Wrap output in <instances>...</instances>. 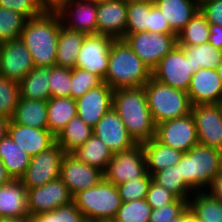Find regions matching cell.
Returning <instances> with one entry per match:
<instances>
[{
	"label": "cell",
	"instance_id": "cell-51",
	"mask_svg": "<svg viewBox=\"0 0 222 222\" xmlns=\"http://www.w3.org/2000/svg\"><path fill=\"white\" fill-rule=\"evenodd\" d=\"M208 191L222 202V171L216 176Z\"/></svg>",
	"mask_w": 222,
	"mask_h": 222
},
{
	"label": "cell",
	"instance_id": "cell-54",
	"mask_svg": "<svg viewBox=\"0 0 222 222\" xmlns=\"http://www.w3.org/2000/svg\"><path fill=\"white\" fill-rule=\"evenodd\" d=\"M13 179L8 174L3 162L0 159V186L11 182Z\"/></svg>",
	"mask_w": 222,
	"mask_h": 222
},
{
	"label": "cell",
	"instance_id": "cell-2",
	"mask_svg": "<svg viewBox=\"0 0 222 222\" xmlns=\"http://www.w3.org/2000/svg\"><path fill=\"white\" fill-rule=\"evenodd\" d=\"M112 108L136 143L155 137L156 125L148 107L144 86L114 90Z\"/></svg>",
	"mask_w": 222,
	"mask_h": 222
},
{
	"label": "cell",
	"instance_id": "cell-6",
	"mask_svg": "<svg viewBox=\"0 0 222 222\" xmlns=\"http://www.w3.org/2000/svg\"><path fill=\"white\" fill-rule=\"evenodd\" d=\"M73 202L85 219L96 222H112L122 204L117 186L105 178L75 194Z\"/></svg>",
	"mask_w": 222,
	"mask_h": 222
},
{
	"label": "cell",
	"instance_id": "cell-28",
	"mask_svg": "<svg viewBox=\"0 0 222 222\" xmlns=\"http://www.w3.org/2000/svg\"><path fill=\"white\" fill-rule=\"evenodd\" d=\"M11 120L16 124L48 129L47 101L20 97Z\"/></svg>",
	"mask_w": 222,
	"mask_h": 222
},
{
	"label": "cell",
	"instance_id": "cell-29",
	"mask_svg": "<svg viewBox=\"0 0 222 222\" xmlns=\"http://www.w3.org/2000/svg\"><path fill=\"white\" fill-rule=\"evenodd\" d=\"M78 161L105 172L113 157L111 150L94 134L82 145L70 153Z\"/></svg>",
	"mask_w": 222,
	"mask_h": 222
},
{
	"label": "cell",
	"instance_id": "cell-13",
	"mask_svg": "<svg viewBox=\"0 0 222 222\" xmlns=\"http://www.w3.org/2000/svg\"><path fill=\"white\" fill-rule=\"evenodd\" d=\"M34 67L32 55L20 38L0 43V76L20 83Z\"/></svg>",
	"mask_w": 222,
	"mask_h": 222
},
{
	"label": "cell",
	"instance_id": "cell-53",
	"mask_svg": "<svg viewBox=\"0 0 222 222\" xmlns=\"http://www.w3.org/2000/svg\"><path fill=\"white\" fill-rule=\"evenodd\" d=\"M181 222H200L196 214L192 209L187 206L185 210L181 213Z\"/></svg>",
	"mask_w": 222,
	"mask_h": 222
},
{
	"label": "cell",
	"instance_id": "cell-8",
	"mask_svg": "<svg viewBox=\"0 0 222 222\" xmlns=\"http://www.w3.org/2000/svg\"><path fill=\"white\" fill-rule=\"evenodd\" d=\"M193 76L190 54L176 45L152 70V77L170 87L187 92Z\"/></svg>",
	"mask_w": 222,
	"mask_h": 222
},
{
	"label": "cell",
	"instance_id": "cell-4",
	"mask_svg": "<svg viewBox=\"0 0 222 222\" xmlns=\"http://www.w3.org/2000/svg\"><path fill=\"white\" fill-rule=\"evenodd\" d=\"M180 176L194 191H208L222 171V151L196 145L184 153L178 162Z\"/></svg>",
	"mask_w": 222,
	"mask_h": 222
},
{
	"label": "cell",
	"instance_id": "cell-40",
	"mask_svg": "<svg viewBox=\"0 0 222 222\" xmlns=\"http://www.w3.org/2000/svg\"><path fill=\"white\" fill-rule=\"evenodd\" d=\"M19 99V83L0 76V116L11 120Z\"/></svg>",
	"mask_w": 222,
	"mask_h": 222
},
{
	"label": "cell",
	"instance_id": "cell-50",
	"mask_svg": "<svg viewBox=\"0 0 222 222\" xmlns=\"http://www.w3.org/2000/svg\"><path fill=\"white\" fill-rule=\"evenodd\" d=\"M208 43L215 48L222 50V26L210 24Z\"/></svg>",
	"mask_w": 222,
	"mask_h": 222
},
{
	"label": "cell",
	"instance_id": "cell-33",
	"mask_svg": "<svg viewBox=\"0 0 222 222\" xmlns=\"http://www.w3.org/2000/svg\"><path fill=\"white\" fill-rule=\"evenodd\" d=\"M188 206L200 222H222V202L209 191L194 192Z\"/></svg>",
	"mask_w": 222,
	"mask_h": 222
},
{
	"label": "cell",
	"instance_id": "cell-5",
	"mask_svg": "<svg viewBox=\"0 0 222 222\" xmlns=\"http://www.w3.org/2000/svg\"><path fill=\"white\" fill-rule=\"evenodd\" d=\"M144 89L155 125L191 113L192 104L186 91L170 87L153 77L146 82Z\"/></svg>",
	"mask_w": 222,
	"mask_h": 222
},
{
	"label": "cell",
	"instance_id": "cell-19",
	"mask_svg": "<svg viewBox=\"0 0 222 222\" xmlns=\"http://www.w3.org/2000/svg\"><path fill=\"white\" fill-rule=\"evenodd\" d=\"M114 90L105 82L76 99L77 116L92 128L112 108Z\"/></svg>",
	"mask_w": 222,
	"mask_h": 222
},
{
	"label": "cell",
	"instance_id": "cell-61",
	"mask_svg": "<svg viewBox=\"0 0 222 222\" xmlns=\"http://www.w3.org/2000/svg\"><path fill=\"white\" fill-rule=\"evenodd\" d=\"M83 222H96V221H92V220H87V219H85Z\"/></svg>",
	"mask_w": 222,
	"mask_h": 222
},
{
	"label": "cell",
	"instance_id": "cell-56",
	"mask_svg": "<svg viewBox=\"0 0 222 222\" xmlns=\"http://www.w3.org/2000/svg\"><path fill=\"white\" fill-rule=\"evenodd\" d=\"M0 222H32L31 217H19V218H0Z\"/></svg>",
	"mask_w": 222,
	"mask_h": 222
},
{
	"label": "cell",
	"instance_id": "cell-36",
	"mask_svg": "<svg viewBox=\"0 0 222 222\" xmlns=\"http://www.w3.org/2000/svg\"><path fill=\"white\" fill-rule=\"evenodd\" d=\"M190 54L192 72L196 73L200 68L217 69L222 62V50L215 48L211 43L197 46H181Z\"/></svg>",
	"mask_w": 222,
	"mask_h": 222
},
{
	"label": "cell",
	"instance_id": "cell-10",
	"mask_svg": "<svg viewBox=\"0 0 222 222\" xmlns=\"http://www.w3.org/2000/svg\"><path fill=\"white\" fill-rule=\"evenodd\" d=\"M66 153L55 143L48 150L31 157L30 164L20 179L26 189L40 187L60 177V166Z\"/></svg>",
	"mask_w": 222,
	"mask_h": 222
},
{
	"label": "cell",
	"instance_id": "cell-42",
	"mask_svg": "<svg viewBox=\"0 0 222 222\" xmlns=\"http://www.w3.org/2000/svg\"><path fill=\"white\" fill-rule=\"evenodd\" d=\"M31 219L32 222H83L85 217L72 201L67 205L58 207L54 211L32 216Z\"/></svg>",
	"mask_w": 222,
	"mask_h": 222
},
{
	"label": "cell",
	"instance_id": "cell-49",
	"mask_svg": "<svg viewBox=\"0 0 222 222\" xmlns=\"http://www.w3.org/2000/svg\"><path fill=\"white\" fill-rule=\"evenodd\" d=\"M149 32L163 33V34H175L166 18L160 10L154 5L149 11Z\"/></svg>",
	"mask_w": 222,
	"mask_h": 222
},
{
	"label": "cell",
	"instance_id": "cell-3",
	"mask_svg": "<svg viewBox=\"0 0 222 222\" xmlns=\"http://www.w3.org/2000/svg\"><path fill=\"white\" fill-rule=\"evenodd\" d=\"M152 77L150 68L123 39L114 40L109 52L108 70L103 82L113 90L143 87Z\"/></svg>",
	"mask_w": 222,
	"mask_h": 222
},
{
	"label": "cell",
	"instance_id": "cell-1",
	"mask_svg": "<svg viewBox=\"0 0 222 222\" xmlns=\"http://www.w3.org/2000/svg\"><path fill=\"white\" fill-rule=\"evenodd\" d=\"M61 25L56 11H45L42 15L26 21L20 39L31 53L35 67L55 65Z\"/></svg>",
	"mask_w": 222,
	"mask_h": 222
},
{
	"label": "cell",
	"instance_id": "cell-7",
	"mask_svg": "<svg viewBox=\"0 0 222 222\" xmlns=\"http://www.w3.org/2000/svg\"><path fill=\"white\" fill-rule=\"evenodd\" d=\"M123 40L151 71L177 45L176 34L147 31L125 35Z\"/></svg>",
	"mask_w": 222,
	"mask_h": 222
},
{
	"label": "cell",
	"instance_id": "cell-44",
	"mask_svg": "<svg viewBox=\"0 0 222 222\" xmlns=\"http://www.w3.org/2000/svg\"><path fill=\"white\" fill-rule=\"evenodd\" d=\"M50 97H70L71 69L54 65L51 67L49 82Z\"/></svg>",
	"mask_w": 222,
	"mask_h": 222
},
{
	"label": "cell",
	"instance_id": "cell-35",
	"mask_svg": "<svg viewBox=\"0 0 222 222\" xmlns=\"http://www.w3.org/2000/svg\"><path fill=\"white\" fill-rule=\"evenodd\" d=\"M152 180L169 190L178 199L189 200L194 193L180 176L178 164L154 173Z\"/></svg>",
	"mask_w": 222,
	"mask_h": 222
},
{
	"label": "cell",
	"instance_id": "cell-24",
	"mask_svg": "<svg viewBox=\"0 0 222 222\" xmlns=\"http://www.w3.org/2000/svg\"><path fill=\"white\" fill-rule=\"evenodd\" d=\"M29 216L27 210V189L21 180L0 186V218Z\"/></svg>",
	"mask_w": 222,
	"mask_h": 222
},
{
	"label": "cell",
	"instance_id": "cell-52",
	"mask_svg": "<svg viewBox=\"0 0 222 222\" xmlns=\"http://www.w3.org/2000/svg\"><path fill=\"white\" fill-rule=\"evenodd\" d=\"M69 0H38L45 11H57Z\"/></svg>",
	"mask_w": 222,
	"mask_h": 222
},
{
	"label": "cell",
	"instance_id": "cell-27",
	"mask_svg": "<svg viewBox=\"0 0 222 222\" xmlns=\"http://www.w3.org/2000/svg\"><path fill=\"white\" fill-rule=\"evenodd\" d=\"M0 159L11 178L20 180L30 164L31 156L7 134L0 140Z\"/></svg>",
	"mask_w": 222,
	"mask_h": 222
},
{
	"label": "cell",
	"instance_id": "cell-43",
	"mask_svg": "<svg viewBox=\"0 0 222 222\" xmlns=\"http://www.w3.org/2000/svg\"><path fill=\"white\" fill-rule=\"evenodd\" d=\"M152 175L146 173L143 177L133 179L117 186L122 202L142 200L146 198Z\"/></svg>",
	"mask_w": 222,
	"mask_h": 222
},
{
	"label": "cell",
	"instance_id": "cell-37",
	"mask_svg": "<svg viewBox=\"0 0 222 222\" xmlns=\"http://www.w3.org/2000/svg\"><path fill=\"white\" fill-rule=\"evenodd\" d=\"M154 2H129L127 3V24L125 35L138 32H149V11Z\"/></svg>",
	"mask_w": 222,
	"mask_h": 222
},
{
	"label": "cell",
	"instance_id": "cell-26",
	"mask_svg": "<svg viewBox=\"0 0 222 222\" xmlns=\"http://www.w3.org/2000/svg\"><path fill=\"white\" fill-rule=\"evenodd\" d=\"M87 34L60 26L55 65L73 69Z\"/></svg>",
	"mask_w": 222,
	"mask_h": 222
},
{
	"label": "cell",
	"instance_id": "cell-16",
	"mask_svg": "<svg viewBox=\"0 0 222 222\" xmlns=\"http://www.w3.org/2000/svg\"><path fill=\"white\" fill-rule=\"evenodd\" d=\"M62 25L72 31L97 34V2L69 0L56 11Z\"/></svg>",
	"mask_w": 222,
	"mask_h": 222
},
{
	"label": "cell",
	"instance_id": "cell-30",
	"mask_svg": "<svg viewBox=\"0 0 222 222\" xmlns=\"http://www.w3.org/2000/svg\"><path fill=\"white\" fill-rule=\"evenodd\" d=\"M51 67H34L19 83L20 97L47 101L50 98Z\"/></svg>",
	"mask_w": 222,
	"mask_h": 222
},
{
	"label": "cell",
	"instance_id": "cell-15",
	"mask_svg": "<svg viewBox=\"0 0 222 222\" xmlns=\"http://www.w3.org/2000/svg\"><path fill=\"white\" fill-rule=\"evenodd\" d=\"M198 143L222 151V112L218 104L194 105L191 109Z\"/></svg>",
	"mask_w": 222,
	"mask_h": 222
},
{
	"label": "cell",
	"instance_id": "cell-9",
	"mask_svg": "<svg viewBox=\"0 0 222 222\" xmlns=\"http://www.w3.org/2000/svg\"><path fill=\"white\" fill-rule=\"evenodd\" d=\"M147 173L146 158L141 143L132 148L114 153L104 172V178L118 186L127 181L143 177Z\"/></svg>",
	"mask_w": 222,
	"mask_h": 222
},
{
	"label": "cell",
	"instance_id": "cell-46",
	"mask_svg": "<svg viewBox=\"0 0 222 222\" xmlns=\"http://www.w3.org/2000/svg\"><path fill=\"white\" fill-rule=\"evenodd\" d=\"M177 197L163 186L151 181L148 193L146 195V202L151 206V209H160L174 202Z\"/></svg>",
	"mask_w": 222,
	"mask_h": 222
},
{
	"label": "cell",
	"instance_id": "cell-25",
	"mask_svg": "<svg viewBox=\"0 0 222 222\" xmlns=\"http://www.w3.org/2000/svg\"><path fill=\"white\" fill-rule=\"evenodd\" d=\"M141 145L145 153L147 172L151 175L177 165L184 154L182 151L162 144L155 137L141 143Z\"/></svg>",
	"mask_w": 222,
	"mask_h": 222
},
{
	"label": "cell",
	"instance_id": "cell-12",
	"mask_svg": "<svg viewBox=\"0 0 222 222\" xmlns=\"http://www.w3.org/2000/svg\"><path fill=\"white\" fill-rule=\"evenodd\" d=\"M73 201L68 187L60 178L47 184L27 189V210L29 217L40 213L54 211L60 206Z\"/></svg>",
	"mask_w": 222,
	"mask_h": 222
},
{
	"label": "cell",
	"instance_id": "cell-47",
	"mask_svg": "<svg viewBox=\"0 0 222 222\" xmlns=\"http://www.w3.org/2000/svg\"><path fill=\"white\" fill-rule=\"evenodd\" d=\"M188 206V200L176 199L160 209H152L149 222H167L178 217Z\"/></svg>",
	"mask_w": 222,
	"mask_h": 222
},
{
	"label": "cell",
	"instance_id": "cell-22",
	"mask_svg": "<svg viewBox=\"0 0 222 222\" xmlns=\"http://www.w3.org/2000/svg\"><path fill=\"white\" fill-rule=\"evenodd\" d=\"M11 139L31 157L48 150L56 143V137L48 129H39L10 120L8 133Z\"/></svg>",
	"mask_w": 222,
	"mask_h": 222
},
{
	"label": "cell",
	"instance_id": "cell-14",
	"mask_svg": "<svg viewBox=\"0 0 222 222\" xmlns=\"http://www.w3.org/2000/svg\"><path fill=\"white\" fill-rule=\"evenodd\" d=\"M115 39L101 34L86 35L76 61V67L104 79L108 70L110 47Z\"/></svg>",
	"mask_w": 222,
	"mask_h": 222
},
{
	"label": "cell",
	"instance_id": "cell-23",
	"mask_svg": "<svg viewBox=\"0 0 222 222\" xmlns=\"http://www.w3.org/2000/svg\"><path fill=\"white\" fill-rule=\"evenodd\" d=\"M154 5L167 19L177 35L200 10V0H154Z\"/></svg>",
	"mask_w": 222,
	"mask_h": 222
},
{
	"label": "cell",
	"instance_id": "cell-31",
	"mask_svg": "<svg viewBox=\"0 0 222 222\" xmlns=\"http://www.w3.org/2000/svg\"><path fill=\"white\" fill-rule=\"evenodd\" d=\"M48 130L55 136L77 115L76 101L71 97H50L47 100Z\"/></svg>",
	"mask_w": 222,
	"mask_h": 222
},
{
	"label": "cell",
	"instance_id": "cell-60",
	"mask_svg": "<svg viewBox=\"0 0 222 222\" xmlns=\"http://www.w3.org/2000/svg\"><path fill=\"white\" fill-rule=\"evenodd\" d=\"M218 105H219V107H220V109H221V112H222V98H221V100L219 101Z\"/></svg>",
	"mask_w": 222,
	"mask_h": 222
},
{
	"label": "cell",
	"instance_id": "cell-57",
	"mask_svg": "<svg viewBox=\"0 0 222 222\" xmlns=\"http://www.w3.org/2000/svg\"><path fill=\"white\" fill-rule=\"evenodd\" d=\"M217 73H218V76L221 80V83H222V62L219 64V66L217 67Z\"/></svg>",
	"mask_w": 222,
	"mask_h": 222
},
{
	"label": "cell",
	"instance_id": "cell-38",
	"mask_svg": "<svg viewBox=\"0 0 222 222\" xmlns=\"http://www.w3.org/2000/svg\"><path fill=\"white\" fill-rule=\"evenodd\" d=\"M27 20L17 11L0 7V43L20 38Z\"/></svg>",
	"mask_w": 222,
	"mask_h": 222
},
{
	"label": "cell",
	"instance_id": "cell-58",
	"mask_svg": "<svg viewBox=\"0 0 222 222\" xmlns=\"http://www.w3.org/2000/svg\"><path fill=\"white\" fill-rule=\"evenodd\" d=\"M126 3L129 2H136V1H140V2H154V0H124Z\"/></svg>",
	"mask_w": 222,
	"mask_h": 222
},
{
	"label": "cell",
	"instance_id": "cell-62",
	"mask_svg": "<svg viewBox=\"0 0 222 222\" xmlns=\"http://www.w3.org/2000/svg\"><path fill=\"white\" fill-rule=\"evenodd\" d=\"M91 1H96V2H100V1H105V0H91Z\"/></svg>",
	"mask_w": 222,
	"mask_h": 222
},
{
	"label": "cell",
	"instance_id": "cell-48",
	"mask_svg": "<svg viewBox=\"0 0 222 222\" xmlns=\"http://www.w3.org/2000/svg\"><path fill=\"white\" fill-rule=\"evenodd\" d=\"M200 11L209 24L222 26V0H200Z\"/></svg>",
	"mask_w": 222,
	"mask_h": 222
},
{
	"label": "cell",
	"instance_id": "cell-32",
	"mask_svg": "<svg viewBox=\"0 0 222 222\" xmlns=\"http://www.w3.org/2000/svg\"><path fill=\"white\" fill-rule=\"evenodd\" d=\"M92 135L93 128L76 115L57 135L56 143L65 153H71L77 147L82 146Z\"/></svg>",
	"mask_w": 222,
	"mask_h": 222
},
{
	"label": "cell",
	"instance_id": "cell-45",
	"mask_svg": "<svg viewBox=\"0 0 222 222\" xmlns=\"http://www.w3.org/2000/svg\"><path fill=\"white\" fill-rule=\"evenodd\" d=\"M0 7L17 11L28 19L42 15L45 12L38 0H0Z\"/></svg>",
	"mask_w": 222,
	"mask_h": 222
},
{
	"label": "cell",
	"instance_id": "cell-11",
	"mask_svg": "<svg viewBox=\"0 0 222 222\" xmlns=\"http://www.w3.org/2000/svg\"><path fill=\"white\" fill-rule=\"evenodd\" d=\"M155 138L162 144L188 152L198 145V135L193 115L167 120L156 125Z\"/></svg>",
	"mask_w": 222,
	"mask_h": 222
},
{
	"label": "cell",
	"instance_id": "cell-20",
	"mask_svg": "<svg viewBox=\"0 0 222 222\" xmlns=\"http://www.w3.org/2000/svg\"><path fill=\"white\" fill-rule=\"evenodd\" d=\"M127 24V3L124 0L97 2V34L123 39Z\"/></svg>",
	"mask_w": 222,
	"mask_h": 222
},
{
	"label": "cell",
	"instance_id": "cell-55",
	"mask_svg": "<svg viewBox=\"0 0 222 222\" xmlns=\"http://www.w3.org/2000/svg\"><path fill=\"white\" fill-rule=\"evenodd\" d=\"M10 119L0 116V140L5 137L8 133V125Z\"/></svg>",
	"mask_w": 222,
	"mask_h": 222
},
{
	"label": "cell",
	"instance_id": "cell-41",
	"mask_svg": "<svg viewBox=\"0 0 222 222\" xmlns=\"http://www.w3.org/2000/svg\"><path fill=\"white\" fill-rule=\"evenodd\" d=\"M103 83V80L90 71L75 67L71 69L70 97L74 100L83 96L88 90Z\"/></svg>",
	"mask_w": 222,
	"mask_h": 222
},
{
	"label": "cell",
	"instance_id": "cell-39",
	"mask_svg": "<svg viewBox=\"0 0 222 222\" xmlns=\"http://www.w3.org/2000/svg\"><path fill=\"white\" fill-rule=\"evenodd\" d=\"M151 212L145 199L122 202L112 222H149Z\"/></svg>",
	"mask_w": 222,
	"mask_h": 222
},
{
	"label": "cell",
	"instance_id": "cell-34",
	"mask_svg": "<svg viewBox=\"0 0 222 222\" xmlns=\"http://www.w3.org/2000/svg\"><path fill=\"white\" fill-rule=\"evenodd\" d=\"M209 26L205 15L199 10L177 34V45L197 46L208 43Z\"/></svg>",
	"mask_w": 222,
	"mask_h": 222
},
{
	"label": "cell",
	"instance_id": "cell-17",
	"mask_svg": "<svg viewBox=\"0 0 222 222\" xmlns=\"http://www.w3.org/2000/svg\"><path fill=\"white\" fill-rule=\"evenodd\" d=\"M59 178L74 196L78 192L98 184L104 178V172L78 161L73 155L66 153L61 161Z\"/></svg>",
	"mask_w": 222,
	"mask_h": 222
},
{
	"label": "cell",
	"instance_id": "cell-21",
	"mask_svg": "<svg viewBox=\"0 0 222 222\" xmlns=\"http://www.w3.org/2000/svg\"><path fill=\"white\" fill-rule=\"evenodd\" d=\"M187 93L192 106L218 104L222 98V83L217 70L200 68L193 73Z\"/></svg>",
	"mask_w": 222,
	"mask_h": 222
},
{
	"label": "cell",
	"instance_id": "cell-18",
	"mask_svg": "<svg viewBox=\"0 0 222 222\" xmlns=\"http://www.w3.org/2000/svg\"><path fill=\"white\" fill-rule=\"evenodd\" d=\"M93 134L101 139L113 154L128 150L137 144L113 108L93 127Z\"/></svg>",
	"mask_w": 222,
	"mask_h": 222
},
{
	"label": "cell",
	"instance_id": "cell-59",
	"mask_svg": "<svg viewBox=\"0 0 222 222\" xmlns=\"http://www.w3.org/2000/svg\"><path fill=\"white\" fill-rule=\"evenodd\" d=\"M167 222H181V214L178 217H175L173 219H171L170 221Z\"/></svg>",
	"mask_w": 222,
	"mask_h": 222
}]
</instances>
